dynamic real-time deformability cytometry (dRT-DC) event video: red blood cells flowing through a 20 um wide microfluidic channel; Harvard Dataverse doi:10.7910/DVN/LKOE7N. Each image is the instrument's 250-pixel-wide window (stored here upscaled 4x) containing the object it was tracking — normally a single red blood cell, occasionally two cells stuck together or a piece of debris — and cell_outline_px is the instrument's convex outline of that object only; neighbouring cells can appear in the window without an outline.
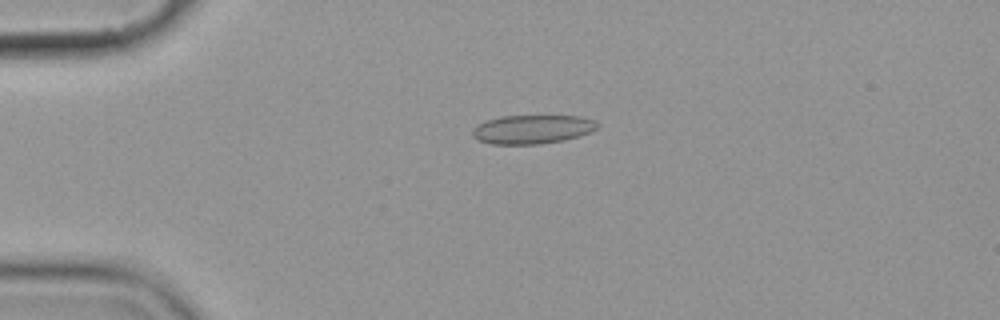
{"species": "common noctule bat (a hibernating species)", "species_latin": "Nyctalus noctula", "temperature_condition": "cold", "stored_images_in_passage": 2, "camera_frame_rate_fps": 3000, "um_per_image_px": 0.085, "animal": {"sex": "female", "body_mass_g": 19.9}, "frame": {"image": 1, "passage_image": 1, "time_ms": 0.0, "image_size_px": [1000, 320], "cell_outline_px": [[600, 124], [592, 132], [580, 136], [564, 140], [540, 144], [488, 144], [472, 136], [472, 128], [484, 120], [500, 116], [580, 116], [596, 120]], "centroid_in_image_um": [45.25, 10.99], "position_along_channel_um": 39.7, "area_um2": 21.27}}